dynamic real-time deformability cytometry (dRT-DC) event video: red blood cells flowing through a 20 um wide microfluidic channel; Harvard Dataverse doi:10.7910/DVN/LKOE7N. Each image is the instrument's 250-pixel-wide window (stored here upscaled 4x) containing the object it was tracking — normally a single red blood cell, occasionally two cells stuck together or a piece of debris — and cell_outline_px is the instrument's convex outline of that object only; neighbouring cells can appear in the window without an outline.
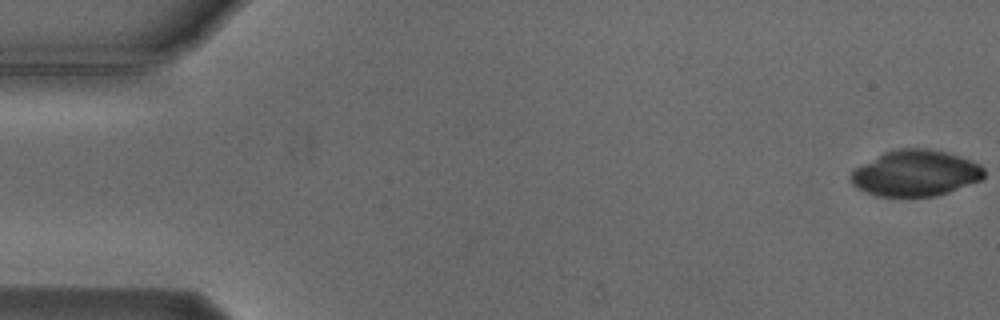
{"species": "Egyptian fruit bat (a non-hibernating species)", "species_latin": "Rousettus aegyptiacus", "temperature_condition": "cold", "stored_images_in_passage": 5, "camera_frame_rate_fps": 3000, "um_per_image_px": 0.085, "animal": {"sex": "male"}, "frame": {"image": 1, "passage_image": 1, "time_ms": 0.0, "image_size_px": [1000, 320], "cell_outline_px": [[984, 176], [980, 180], [948, 192], [936, 196], [876, 196], [852, 184], [852, 172], [856, 168], [884, 152], [896, 148], [928, 148], [944, 152], [980, 164], [984, 168]], "centroid_in_image_um": [77.83, 14.72], "position_along_channel_um": 7.2, "area_um2": 35.14}}